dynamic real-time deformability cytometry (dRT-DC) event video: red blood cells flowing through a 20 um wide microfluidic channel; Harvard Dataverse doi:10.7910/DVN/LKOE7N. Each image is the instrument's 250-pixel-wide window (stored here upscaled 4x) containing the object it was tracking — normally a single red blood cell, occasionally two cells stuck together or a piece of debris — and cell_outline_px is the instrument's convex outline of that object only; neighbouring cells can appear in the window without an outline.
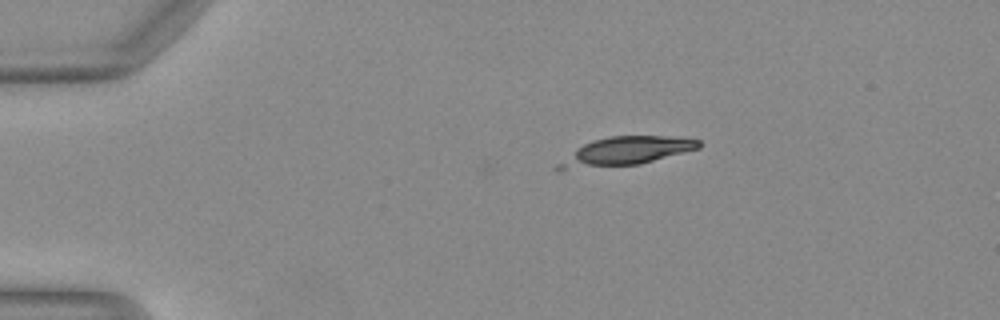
{"species": "Egyptian fruit bat (a non-hibernating species)", "species_latin": "Rousettus aegyptiacus", "temperature_condition": "warm", "stored_images_in_passage": 11, "camera_frame_rate_fps": 3000, "um_per_image_px": 0.085, "animal": {"sex": "female"}, "frame": {"image": 1, "passage_image": 1, "time_ms": 0.0, "image_size_px": [1000, 320], "cell_outline_px": [[700, 148], [640, 164], [560, 172], [556, 172], [552, 168], [556, 164], [576, 148], [592, 140], [612, 136], [664, 136], [700, 140]], "centroid_in_image_um": [53.03, 12.91], "position_along_channel_um": 32.0, "area_um2": 23.7}}
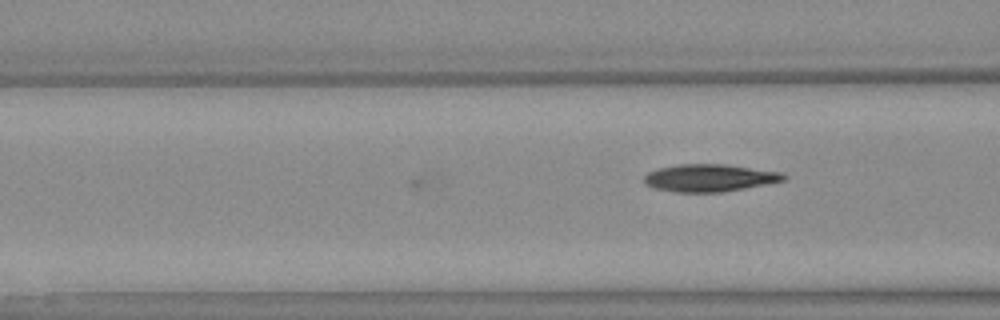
{"frame": {"image": 2, "passage_image": 11, "time_ms": 3.333, "image_size_px": [1000, 320], "cell_outline_px": [[788, 176], [784, 180], [744, 188], [720, 192], [676, 192], [656, 188], [644, 184], [644, 176], [648, 172], [660, 168], [676, 164], [728, 164], [784, 172]], "centroid_in_image_um": [60.33, 15.1], "position_along_channel_um": 106.3, "area_um2": 22.31}}